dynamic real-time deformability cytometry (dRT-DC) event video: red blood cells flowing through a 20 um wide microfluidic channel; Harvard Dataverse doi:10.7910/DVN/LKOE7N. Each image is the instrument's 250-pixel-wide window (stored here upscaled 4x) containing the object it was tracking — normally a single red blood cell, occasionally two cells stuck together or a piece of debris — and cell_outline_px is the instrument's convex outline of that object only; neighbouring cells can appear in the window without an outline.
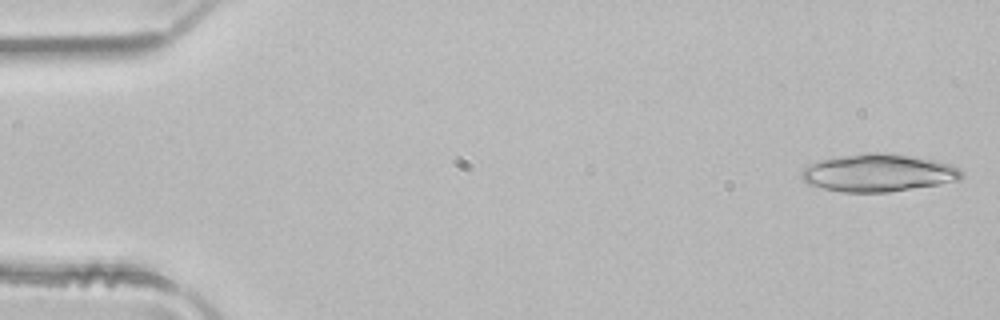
{"species": "common noctule bat (a hibernating species)", "species_latin": "Nyctalus noctula", "temperature_condition": "room temperature", "stored_images_in_passage": 4, "camera_frame_rate_fps": 3000, "um_per_image_px": 0.085, "animal": {"sex": "male", "body_mass_g": 21.5, "forearm_length_mm": 52.0}, "frame": {"image": 1, "passage_image": 1, "time_ms": 0.0, "image_size_px": [1000, 320], "cell_outline_px": [[964, 176], [960, 180], [940, 184], [888, 192], [844, 192], [804, 184], [800, 176], [800, 172], [808, 164], [820, 160], [840, 156], [864, 152], [888, 152], [936, 160], [952, 164], [960, 168], [964, 172]], "centroid_in_image_um": [74.67, 14.68], "position_along_channel_um": 10.3, "area_um2": 35.66}}